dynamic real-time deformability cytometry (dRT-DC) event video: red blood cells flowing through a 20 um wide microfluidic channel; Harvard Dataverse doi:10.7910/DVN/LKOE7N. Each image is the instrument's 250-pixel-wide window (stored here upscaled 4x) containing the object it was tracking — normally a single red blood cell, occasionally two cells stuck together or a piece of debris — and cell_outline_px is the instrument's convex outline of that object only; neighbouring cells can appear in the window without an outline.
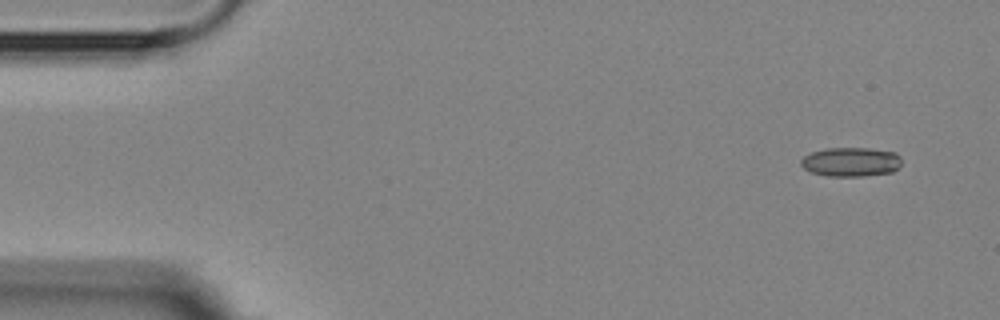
{"species": "Egyptian fruit bat (a non-hibernating species)", "species_latin": "Rousettus aegyptiacus", "temperature_condition": "room temperature", "stored_images_in_passage": 5, "camera_frame_rate_fps": 3000, "um_per_image_px": 0.085, "animal": {"sex": "female"}, "frame": {"image": 1, "passage_image": 1, "time_ms": 0.0, "image_size_px": [1000, 320], "cell_outline_px": [[900, 164], [892, 172], [860, 176], [828, 176], [812, 172], [804, 168], [800, 164], [800, 160], [804, 156], [812, 152], [828, 148], [868, 148], [896, 152], [900, 156]], "centroid_in_image_um": [72.32, 13.75], "position_along_channel_um": 12.7, "area_um2": 16.99}}
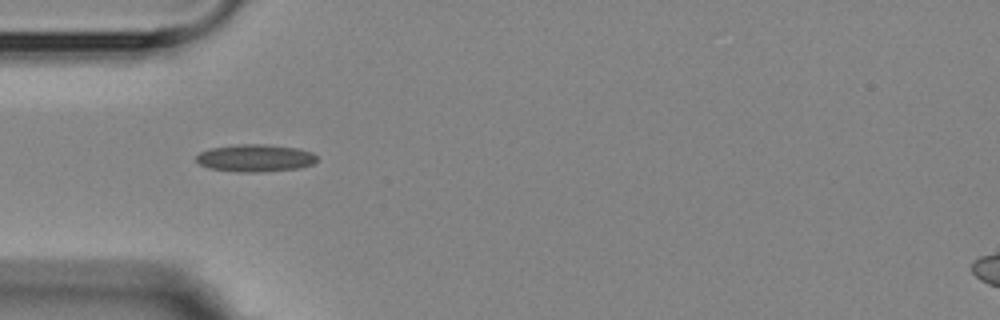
{"frame": {"image": 2, "passage_image": 4, "time_ms": 4.333, "image_size_px": [1000, 320], "cell_outline_px": [[316, 160], [312, 164], [300, 168], [256, 172], [236, 172], [208, 168], [200, 164], [196, 160], [196, 156], [200, 152], [208, 148], [236, 144], [264, 144], [300, 148], [312, 152], [316, 156]], "centroid_in_image_um": [21.67, 13.42], "position_along_channel_um": 63.3, "area_um2": 19.42}}
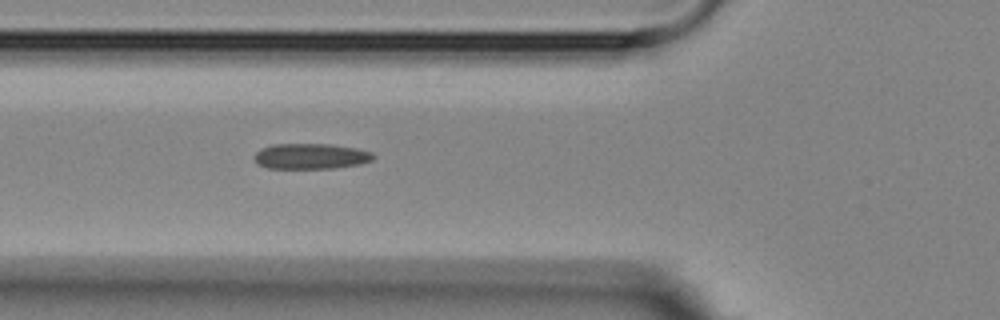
{"frame": {"image": 3, "passage_image": 5, "time_ms": 5.333, "image_size_px": [1000, 320], "cell_outline_px": [[376, 156], [372, 160], [360, 164], [336, 168], [268, 168], [256, 164], [252, 156], [256, 152], [272, 144], [328, 144], [356, 148], [372, 152]], "centroid_in_image_um": [26.41, 13.28], "position_along_channel_um": 99.4, "area_um2": 17.8}}